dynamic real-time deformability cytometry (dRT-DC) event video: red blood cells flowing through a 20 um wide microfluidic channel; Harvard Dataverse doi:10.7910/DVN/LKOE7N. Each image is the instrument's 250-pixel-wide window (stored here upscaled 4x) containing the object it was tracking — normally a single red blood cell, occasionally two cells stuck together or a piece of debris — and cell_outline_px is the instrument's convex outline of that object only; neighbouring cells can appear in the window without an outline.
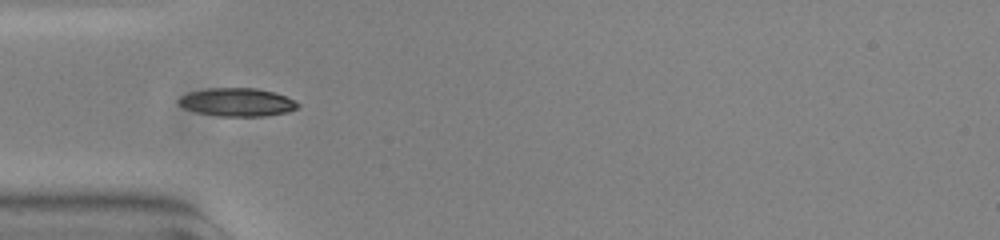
{"species": "common noctule bat (a hibernating species)", "species_latin": "Nyctalus noctula", "temperature_condition": "warm", "stored_images_in_passage": 38, "camera_frame_rate_fps": 3000, "um_per_image_px": 0.085, "animal": {"sex": "female", "body_mass_g": 23.0, "forearm_length_mm": 53.4}, "frame": {"image": 1, "passage_image": 1, "time_ms": 0.0, "image_size_px": [1000, 240], "cell_outline_px": [[300, 104], [296, 108], [288, 112], [264, 116], [220, 116], [196, 112], [184, 108], [176, 100], [180, 96], [188, 92], [208, 88], [256, 88], [272, 92], [284, 96]], "centroid_in_image_um": [20.11, 8.68], "position_along_channel_um": 64.9, "area_um2": 19.48}}
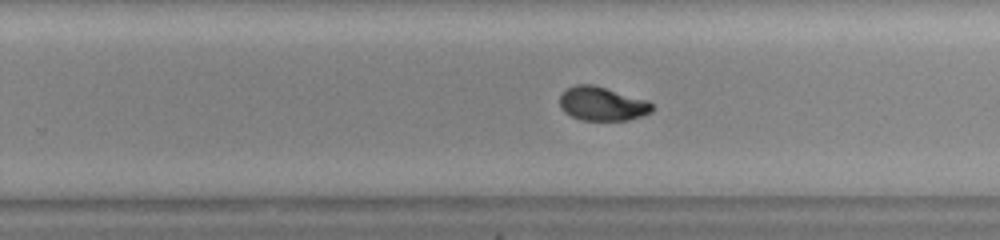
{"frame": {"image": 2, "passage_image": 18, "time_ms": 5.667, "image_size_px": [1000, 240], "cell_outline_px": [[652, 112], [628, 120], [584, 120], [572, 116], [564, 112], [560, 104], [560, 96], [568, 88], [576, 84], [592, 84], [648, 100], [652, 104]], "centroid_in_image_um": [51.19, 8.82], "position_along_channel_um": 278.6, "area_um2": 18.03}}
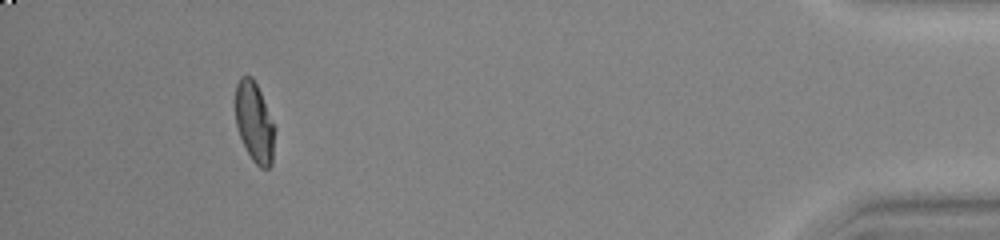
{"frame": {"image": 3, "passage_image": 34, "time_ms": 11.0, "image_size_px": [1000, 240], "cell_outline_px": [[276, 128], [272, 164], [268, 168], [260, 168], [252, 160], [240, 136], [236, 124], [236, 84], [240, 76], [252, 76], [260, 92]], "centroid_in_image_um": [21.65, 10.41], "position_along_channel_um": 413.6, "area_um2": 18.32}, "authors_computed_cell_mechanics": {"area_um2": 18.6983, "velocity_mm_per_s": 3.7841, "shape_relaxation_time_tau1_ms": 6.1924, "shape_relaxation_time_tau2_ms": 0.9759, "deformation_change_tau1": 0.2121, "deformation_change_tau2": 0.0453}}